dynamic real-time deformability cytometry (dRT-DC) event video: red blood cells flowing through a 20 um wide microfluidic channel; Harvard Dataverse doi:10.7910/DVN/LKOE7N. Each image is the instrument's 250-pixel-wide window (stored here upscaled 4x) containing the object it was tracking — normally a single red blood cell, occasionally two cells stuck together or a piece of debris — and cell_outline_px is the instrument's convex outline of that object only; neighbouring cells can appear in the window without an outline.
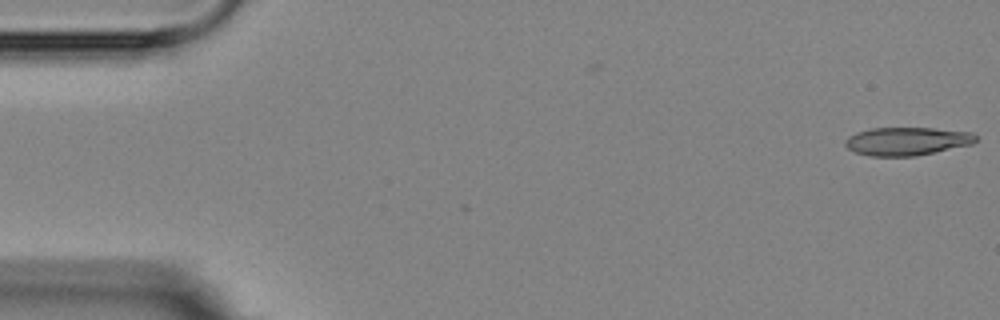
{"species": "Egyptian fruit bat (a non-hibernating species)", "species_latin": "Rousettus aegyptiacus", "temperature_condition": "room temperature", "stored_images_in_passage": 2, "camera_frame_rate_fps": 3000, "um_per_image_px": 0.085, "animal": {"sex": "female"}, "frame": {"image": 1, "passage_image": 2, "time_ms": 1.333, "image_size_px": [1000, 320], "cell_outline_px": [[976, 140], [972, 144], [916, 156], [872, 156], [856, 152], [848, 148], [844, 144], [844, 140], [848, 136], [856, 132], [872, 128], [932, 128], [972, 132], [976, 136]], "centroid_in_image_um": [77.07, 12.0], "position_along_channel_um": 7.9, "area_um2": 21.39}}